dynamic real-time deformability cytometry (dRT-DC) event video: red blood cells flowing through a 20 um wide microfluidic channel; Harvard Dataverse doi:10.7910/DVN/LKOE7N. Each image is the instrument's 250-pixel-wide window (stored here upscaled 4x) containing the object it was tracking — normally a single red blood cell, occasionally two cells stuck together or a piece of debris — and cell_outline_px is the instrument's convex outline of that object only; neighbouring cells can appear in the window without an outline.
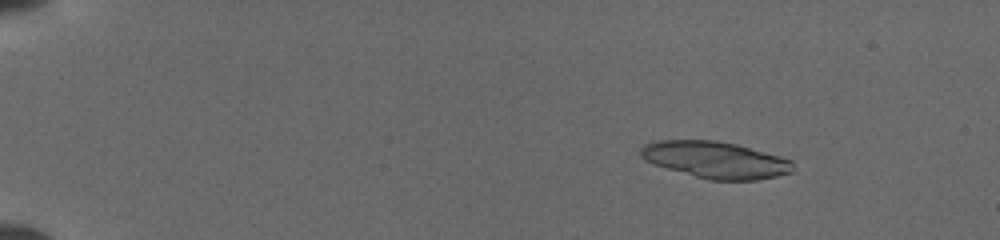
{"species": "common noctule bat (a hibernating species)", "species_latin": "Nyctalus noctula", "temperature_condition": "cold", "stored_images_in_passage": 27, "camera_frame_rate_fps": 3000, "um_per_image_px": 0.085, "animal": {"sex": "female", "body_mass_g": 19.5, "forearm_length_mm": 54.1}, "frame": {"image": 1, "passage_image": 2, "time_ms": 0.333, "image_size_px": [1000, 240], "cell_outline_px": [[792, 172], [776, 176], [756, 180], [708, 180], [652, 164], [644, 160], [640, 156], [640, 148], [644, 144], [660, 140], [716, 140], [736, 144], [780, 156], [792, 160]], "centroid_in_image_um": [60.78, 13.58], "position_along_channel_um": 24.2, "area_um2": 32.6}}
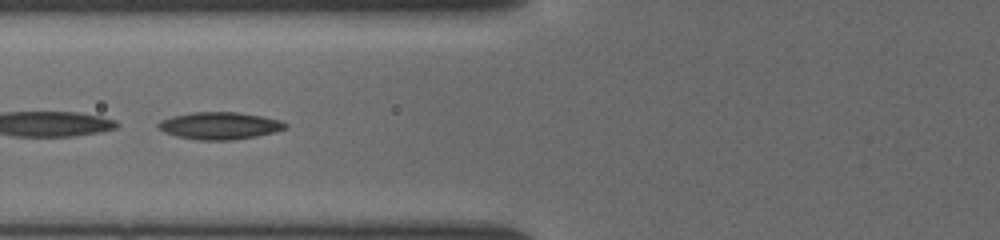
{"frame": {"image": 2, "passage_image": 26, "time_ms": 5.333, "image_size_px": [1000, 240], "cell_outline_px": [[288, 128], [276, 132], [256, 136], [232, 140], [196, 140], [176, 136], [164, 132], [156, 124], [160, 120], [172, 116], [192, 112], [240, 112], [264, 116], [280, 120], [288, 124]], "centroid_in_image_um": [18.7, 10.68], "position_along_channel_um": 107.1, "area_um2": 20.4}}